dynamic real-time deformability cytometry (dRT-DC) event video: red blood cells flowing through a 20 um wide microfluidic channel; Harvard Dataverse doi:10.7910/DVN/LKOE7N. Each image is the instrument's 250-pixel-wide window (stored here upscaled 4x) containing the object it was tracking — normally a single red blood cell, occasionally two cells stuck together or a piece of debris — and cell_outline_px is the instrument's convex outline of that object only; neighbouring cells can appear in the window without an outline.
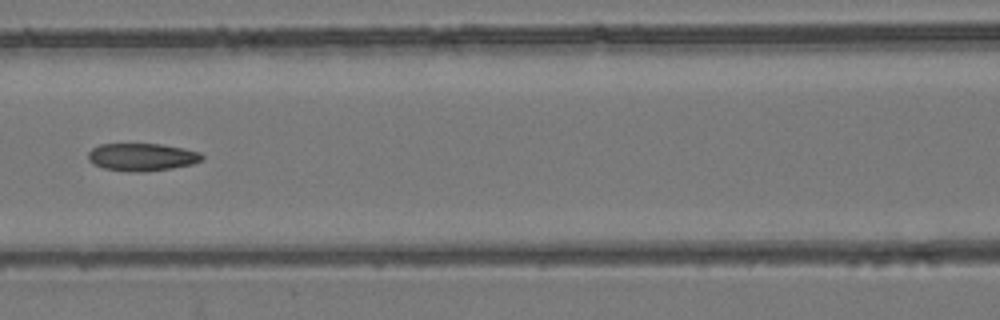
{"species": "common noctule bat (a hibernating species)", "species_latin": "Nyctalus noctula", "temperature_condition": "room temperature", "stored_images_in_passage": 7, "camera_frame_rate_fps": 3000, "um_per_image_px": 0.085, "animal": {"sex": "female", "body_mass_g": 24.6, "forearm_length_mm": 56.2}, "frame": {"image": 1, "passage_image": 7, "time_ms": 7.0, "image_size_px": [1000, 320], "cell_outline_px": [[204, 160], [192, 164], [172, 168], [144, 172], [136, 172], [104, 168], [92, 164], [88, 160], [88, 152], [92, 148], [100, 144], [160, 144], [184, 148], [200, 152], [204, 156]], "centroid_in_image_um": [12.08, 13.34], "position_along_channel_um": 154.5, "area_um2": 18.44}}